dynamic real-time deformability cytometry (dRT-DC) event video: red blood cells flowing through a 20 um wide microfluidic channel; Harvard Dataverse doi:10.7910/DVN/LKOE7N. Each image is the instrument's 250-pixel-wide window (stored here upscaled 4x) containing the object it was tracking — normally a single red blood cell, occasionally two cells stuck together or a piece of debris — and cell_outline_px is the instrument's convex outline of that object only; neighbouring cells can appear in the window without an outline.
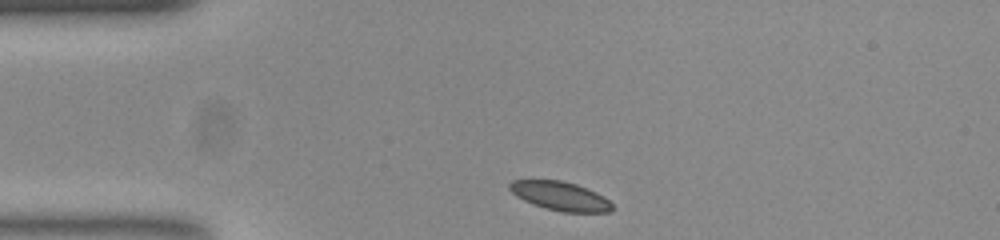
{"species": "common noctule bat (a hibernating species)", "species_latin": "Nyctalus noctula", "temperature_condition": "room temperature", "stored_images_in_passage": 34, "camera_frame_rate_fps": 3000, "um_per_image_px": 0.085, "animal": {"sex": "female", "body_mass_g": 23.0, "forearm_length_mm": 53.4}, "frame": {"image": 1, "passage_image": 1, "time_ms": 0.0, "image_size_px": [1000, 240], "cell_outline_px": [[616, 208], [612, 212], [560, 212], [544, 208], [532, 204], [516, 196], [508, 188], [508, 184], [512, 180], [560, 180], [576, 184], [588, 188], [604, 196]], "centroid_in_image_um": [47.64, 16.67], "position_along_channel_um": 37.4, "area_um2": 17.51}}
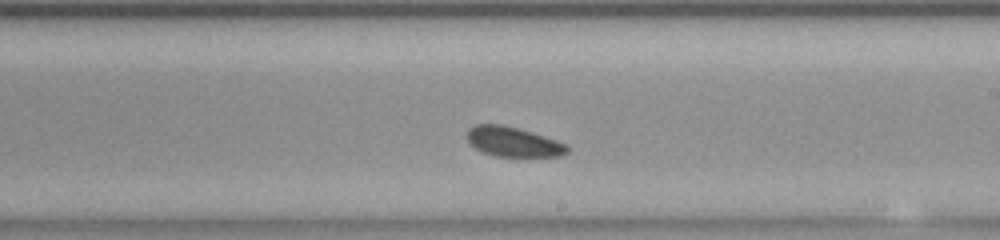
{"frame": {"image": 2, "passage_image": 20, "time_ms": 6.333, "image_size_px": [1000, 240], "cell_outline_px": [[568, 152], [560, 156], [496, 156], [484, 152], [476, 148], [468, 140], [468, 128], [476, 124], [500, 124], [516, 128], [544, 136], [568, 144]], "centroid_in_image_um": [43.64, 12.05], "position_along_channel_um": 245.4, "area_um2": 17.05}}
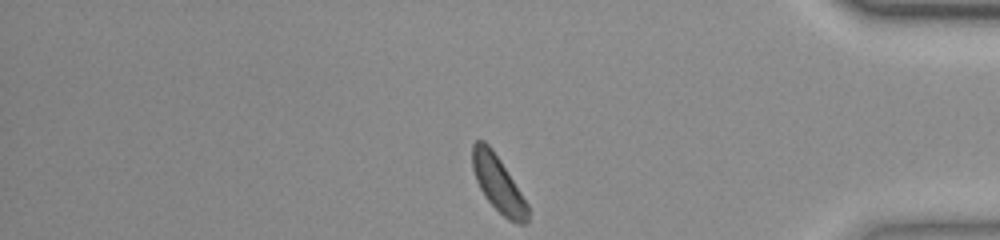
{"frame": {"image": 3, "passage_image": 34, "time_ms": 11.0, "image_size_px": [1000, 240], "cell_outline_px": [[528, 220], [524, 224], [516, 224], [508, 220], [488, 200], [480, 188], [476, 180], [472, 168], [472, 144], [476, 140], [484, 140], [492, 148], [500, 160], [528, 204]], "centroid_in_image_um": [42.33, 15.61], "position_along_channel_um": 392.9, "area_um2": 17.86}, "authors_computed_cell_mechanics": {"area_um2": 17.8891, "velocity_mm_per_s": 3.7945, "shape_relaxation_time_tau1_ms": null, "shape_relaxation_time_tau2_ms": 5.0085, "deformation_change_tau1": null, "deformation_change_tau2": 0.0976}}